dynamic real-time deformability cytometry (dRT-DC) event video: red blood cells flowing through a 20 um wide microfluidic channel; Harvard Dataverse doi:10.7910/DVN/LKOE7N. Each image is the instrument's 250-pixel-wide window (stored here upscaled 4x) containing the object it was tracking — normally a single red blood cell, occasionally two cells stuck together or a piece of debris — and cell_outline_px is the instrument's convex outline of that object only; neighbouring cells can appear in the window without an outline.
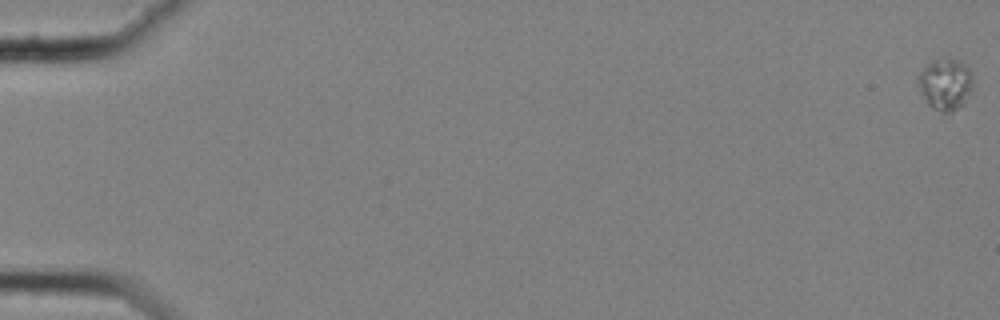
{"species": "common noctule bat (a hibernating species)", "species_latin": "Nyctalus noctula", "temperature_condition": "cold", "stored_images_in_passage": 61, "camera_frame_rate_fps": 3000, "um_per_image_px": 0.085, "animal": {"sex": "female", "body_mass_g": 25.1}, "frame": {"image": 1, "passage_image": 1, "time_ms": 0.0, "image_size_px": [1000, 320], "cell_outline_px": [[972, 88], [964, 104], [952, 112], [940, 112], [932, 108], [928, 104], [920, 88], [920, 72], [932, 60], [956, 60], [968, 68], [972, 80]], "centroid_in_image_um": [80.38, 7.2], "position_along_channel_um": 4.6, "area_um2": 15.78}}
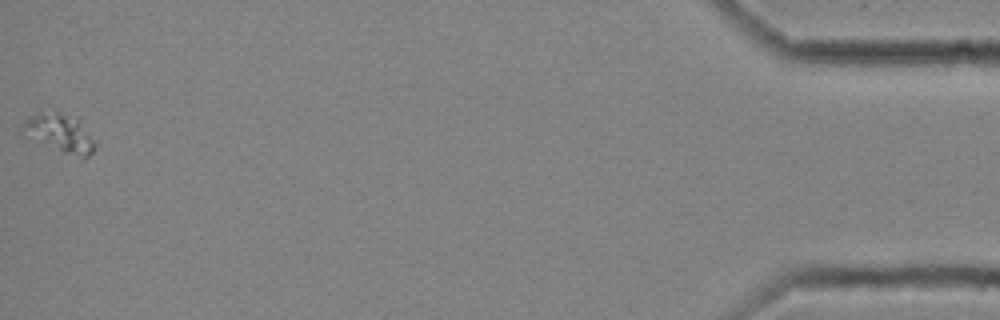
{"frame": {"image": 2, "passage_image": 61, "time_ms": 20.0, "image_size_px": [1000, 320], "cell_outline_px": [[96, 148], [84, 160], [24, 136], [20, 132], [20, 128], [28, 116], [36, 112], [60, 112], [80, 116], [96, 144]], "centroid_in_image_um": [5.1, 11.28], "position_along_channel_um": 430.1, "area_um2": 16.82}}